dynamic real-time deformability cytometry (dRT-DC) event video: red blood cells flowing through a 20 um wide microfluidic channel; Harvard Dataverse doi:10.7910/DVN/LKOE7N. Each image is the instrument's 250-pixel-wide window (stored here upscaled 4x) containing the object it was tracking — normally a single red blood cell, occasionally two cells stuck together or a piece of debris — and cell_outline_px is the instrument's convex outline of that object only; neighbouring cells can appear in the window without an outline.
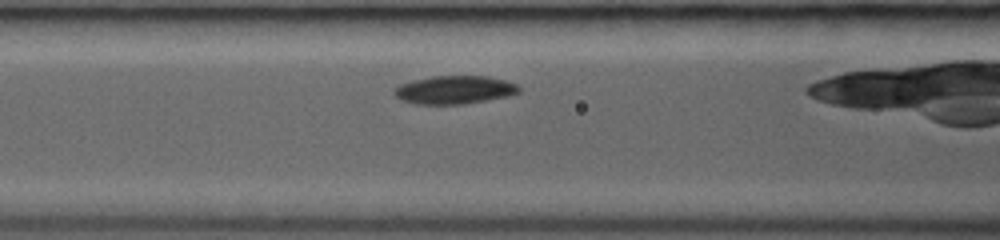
{"species": "common noctule bat (a hibernating species)", "species_latin": "Nyctalus noctula", "temperature_condition": "room temperature", "stored_images_in_passage": 20, "camera_frame_rate_fps": 3000, "um_per_image_px": 0.085, "animal": {"sex": "female", "body_mass_g": 19.0, "forearm_length_mm": 53.3}, "frame": {"image": 1, "passage_image": 7, "time_ms": 1.667, "image_size_px": [1000, 240], "cell_outline_px": [[520, 92], [508, 96], [464, 104], [412, 104], [396, 96], [392, 92], [400, 84], [412, 80], [432, 76], [488, 76], [504, 80], [516, 84], [520, 88]], "centroid_in_image_um": [38.63, 7.63], "position_along_channel_um": 128.0, "area_um2": 20.46}}